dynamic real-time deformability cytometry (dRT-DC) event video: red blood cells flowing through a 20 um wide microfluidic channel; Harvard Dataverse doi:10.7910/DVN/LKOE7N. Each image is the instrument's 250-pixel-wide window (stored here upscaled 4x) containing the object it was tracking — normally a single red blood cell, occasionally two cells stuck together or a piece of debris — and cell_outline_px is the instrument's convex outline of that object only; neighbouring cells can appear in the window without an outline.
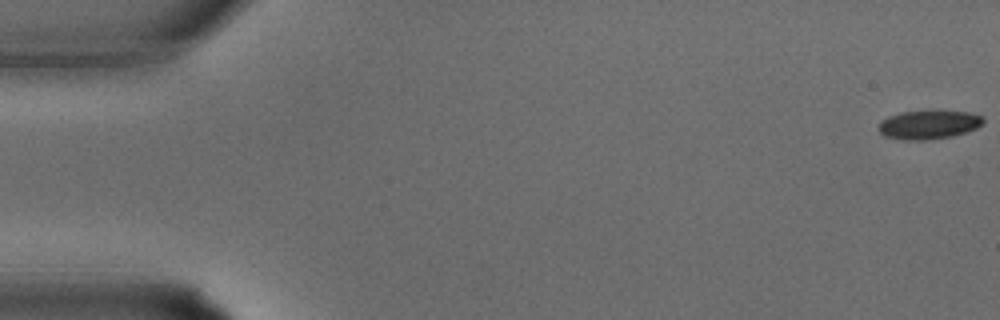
{"species": "common noctule bat (a hibernating species)", "species_latin": "Nyctalus noctula", "temperature_condition": "warm", "stored_images_in_passage": 34, "camera_frame_rate_fps": 3000, "um_per_image_px": 0.085, "animal": {"sex": "male", "body_mass_g": 15.6}, "frame": {"image": 1, "passage_image": 1, "time_ms": 0.0, "image_size_px": [1000, 320], "cell_outline_px": [[984, 124], [968, 132], [952, 136], [924, 140], [904, 140], [884, 136], [876, 128], [880, 120], [888, 116], [900, 112], [968, 112], [984, 116]], "centroid_in_image_um": [78.92, 10.61], "position_along_channel_um": 6.1, "area_um2": 17.51}}
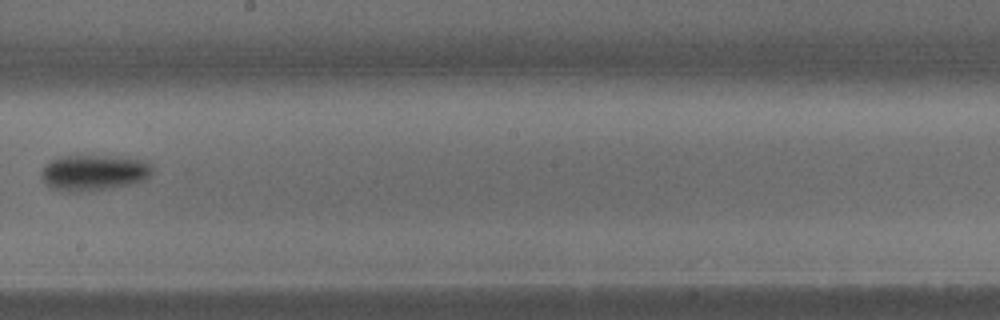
{"frame": {"image": 2, "passage_image": 20, "time_ms": 6.333, "image_size_px": [1000, 320], "cell_outline_px": [[152, 172], [144, 180], [132, 184], [108, 188], [80, 192], [60, 192], [52, 188], [40, 176], [40, 172], [44, 164], [60, 156], [128, 156], [144, 160], [152, 164]], "centroid_in_image_um": [7.98, 14.66], "position_along_channel_um": 240.2, "area_um2": 23.52}}
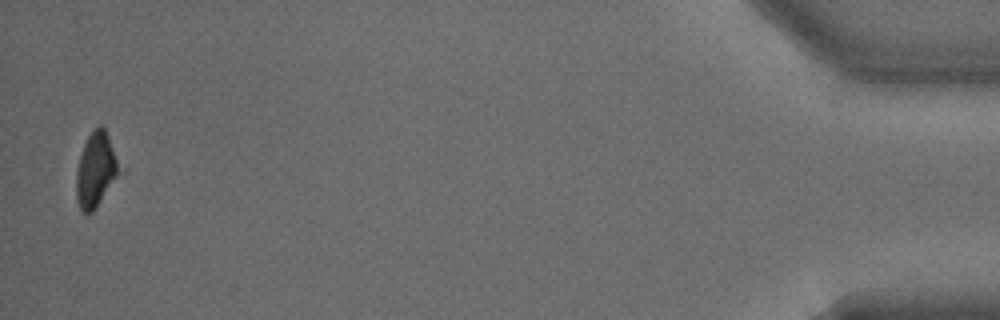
{"frame": {"image": 3, "passage_image": 34, "time_ms": 11.0, "image_size_px": [1000, 320], "cell_outline_px": [[116, 176], [92, 212], [88, 216], [80, 208], [76, 196], [76, 172], [80, 156], [84, 144], [92, 128], [100, 124], [104, 128], [108, 136], [116, 160]], "centroid_in_image_um": [8.06, 14.41], "position_along_channel_um": 427.1, "area_um2": 17.69}}